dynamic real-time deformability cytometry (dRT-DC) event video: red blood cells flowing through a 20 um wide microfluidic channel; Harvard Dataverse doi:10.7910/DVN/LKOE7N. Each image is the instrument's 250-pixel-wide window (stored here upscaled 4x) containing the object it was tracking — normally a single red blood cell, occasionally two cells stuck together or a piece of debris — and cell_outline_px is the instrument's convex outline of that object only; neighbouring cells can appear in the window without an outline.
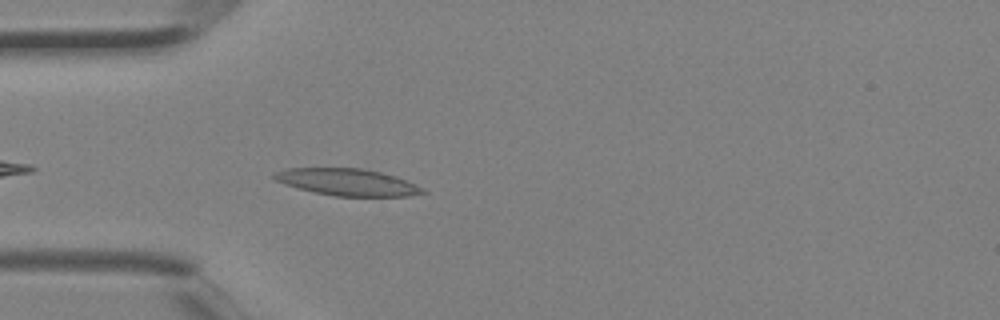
{"species": "Egyptian fruit bat (a non-hibernating species)", "species_latin": "Rousettus aegyptiacus", "temperature_condition": "room temperature", "stored_images_in_passage": 4, "camera_frame_rate_fps": 3000, "um_per_image_px": 0.085, "animal": {"sex": "female"}, "frame": {"image": 1, "passage_image": 4, "time_ms": 1.0, "image_size_px": [1000, 320], "cell_outline_px": [[428, 192], [408, 196], [336, 196], [316, 192], [284, 184], [276, 180], [272, 176], [272, 172], [284, 168], [364, 168], [396, 176], [416, 184], [424, 188]], "centroid_in_image_um": [29.53, 15.47], "position_along_channel_um": 55.5, "area_um2": 23.29}}